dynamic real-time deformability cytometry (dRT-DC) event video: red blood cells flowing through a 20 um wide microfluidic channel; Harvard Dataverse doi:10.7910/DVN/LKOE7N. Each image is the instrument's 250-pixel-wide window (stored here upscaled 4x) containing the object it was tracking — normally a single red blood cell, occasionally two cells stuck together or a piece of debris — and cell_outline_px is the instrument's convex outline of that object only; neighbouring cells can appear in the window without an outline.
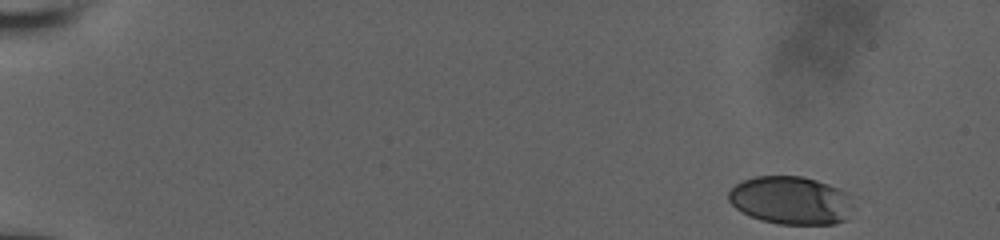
{"species": "human", "species_latin": "Homo sapiens", "temperature_condition": "room temperature", "stored_images_in_passage": 54, "camera_frame_rate_fps": 3000, "um_per_image_px": 0.085, "donor": {"sex": "male"}, "frame": {"image": 1, "passage_image": 1, "time_ms": 0.0, "image_size_px": [1000, 240], "cell_outline_px": [[852, 196], [848, 220], [836, 224], [780, 224], [760, 220], [736, 208], [728, 200], [728, 192], [736, 184], [744, 180], [756, 176], [800, 176], [816, 180], [828, 184]], "centroid_in_image_um": [67.23, 17.04], "position_along_channel_um": 17.8, "area_um2": 34.8}}
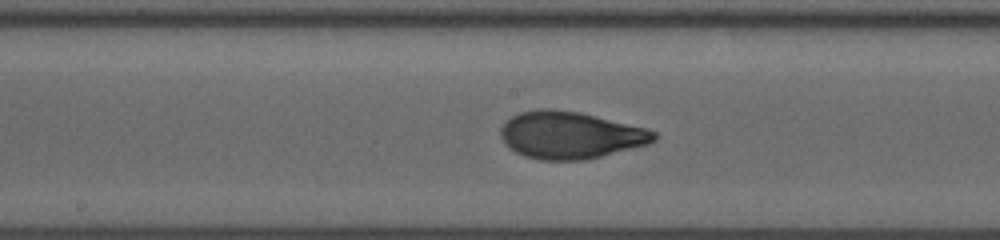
{"frame": {"image": 2, "passage_image": 26, "time_ms": 8.667, "image_size_px": [1000, 240], "cell_outline_px": [[656, 140], [648, 144], [584, 160], [540, 160], [524, 156], [508, 148], [504, 144], [500, 136], [500, 128], [512, 116], [520, 112], [540, 108], [552, 108], [580, 112], [644, 128], [656, 132]], "centroid_in_image_um": [48.42, 11.48], "position_along_channel_um": 199.8, "area_um2": 42.02}}
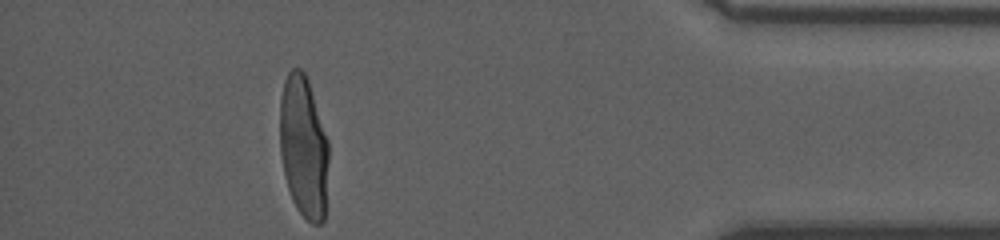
{"frame": {"image": 3, "passage_image": 52, "time_ms": 15.0, "image_size_px": [1000, 240], "cell_outline_px": [[328, 160], [324, 220], [320, 224], [312, 224], [296, 208], [292, 200], [284, 176], [280, 152], [280, 96], [284, 80], [288, 72], [292, 68], [300, 68], [304, 72], [308, 80], [328, 140]], "centroid_in_image_um": [25.79, 12.48], "position_along_channel_um": 409.4, "area_um2": 40.52}}